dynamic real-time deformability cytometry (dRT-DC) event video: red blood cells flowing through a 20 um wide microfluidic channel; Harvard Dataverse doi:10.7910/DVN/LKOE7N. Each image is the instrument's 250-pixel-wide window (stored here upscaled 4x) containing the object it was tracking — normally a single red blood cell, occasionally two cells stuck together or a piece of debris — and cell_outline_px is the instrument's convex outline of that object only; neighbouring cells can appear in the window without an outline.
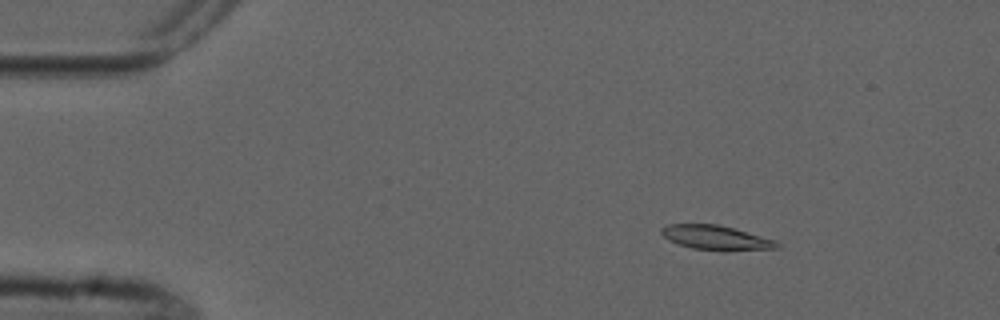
{"species": "common noctule bat (a hibernating species)", "species_latin": "Nyctalus noctula", "temperature_condition": "cold", "stored_images_in_passage": 6, "camera_frame_rate_fps": 3000, "um_per_image_px": 0.085, "animal": {"sex": "male", "forearm_length_mm": 52.5}, "frame": {"image": 1, "passage_image": 3, "time_ms": 2.333, "image_size_px": [1000, 320], "cell_outline_px": [[780, 248], [728, 252], [724, 252], [692, 248], [668, 240], [660, 232], [660, 228], [668, 224], [716, 224], [732, 228], [776, 240], [780, 244]], "centroid_in_image_um": [60.89, 20.23], "position_along_channel_um": 24.1, "area_um2": 16.7}}
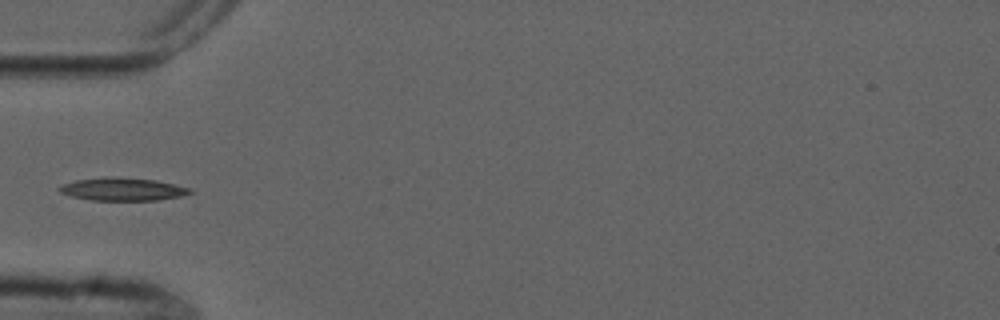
{"frame": {"image": 2, "passage_image": 6, "time_ms": 5.667, "image_size_px": [1000, 320], "cell_outline_px": [[196, 192], [180, 196], [156, 200], [92, 200], [72, 196], [60, 192], [56, 188], [64, 184], [76, 180], [108, 176], [116, 176], [156, 180], [192, 188]], "centroid_in_image_um": [10.46, 16.07], "position_along_channel_um": 74.5, "area_um2": 17.51}}